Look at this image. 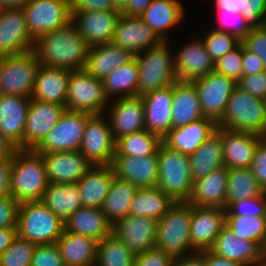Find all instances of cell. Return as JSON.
<instances>
[{
  "label": "cell",
  "instance_id": "obj_24",
  "mask_svg": "<svg viewBox=\"0 0 266 266\" xmlns=\"http://www.w3.org/2000/svg\"><path fill=\"white\" fill-rule=\"evenodd\" d=\"M30 98L0 94V132L17 149H24V130Z\"/></svg>",
  "mask_w": 266,
  "mask_h": 266
},
{
  "label": "cell",
  "instance_id": "obj_33",
  "mask_svg": "<svg viewBox=\"0 0 266 266\" xmlns=\"http://www.w3.org/2000/svg\"><path fill=\"white\" fill-rule=\"evenodd\" d=\"M184 13L179 0H153L140 17L165 42L167 30L180 24Z\"/></svg>",
  "mask_w": 266,
  "mask_h": 266
},
{
  "label": "cell",
  "instance_id": "obj_8",
  "mask_svg": "<svg viewBox=\"0 0 266 266\" xmlns=\"http://www.w3.org/2000/svg\"><path fill=\"white\" fill-rule=\"evenodd\" d=\"M40 65L33 50L0 57V94L30 98Z\"/></svg>",
  "mask_w": 266,
  "mask_h": 266
},
{
  "label": "cell",
  "instance_id": "obj_68",
  "mask_svg": "<svg viewBox=\"0 0 266 266\" xmlns=\"http://www.w3.org/2000/svg\"><path fill=\"white\" fill-rule=\"evenodd\" d=\"M126 3V0H112L113 6L121 11Z\"/></svg>",
  "mask_w": 266,
  "mask_h": 266
},
{
  "label": "cell",
  "instance_id": "obj_4",
  "mask_svg": "<svg viewBox=\"0 0 266 266\" xmlns=\"http://www.w3.org/2000/svg\"><path fill=\"white\" fill-rule=\"evenodd\" d=\"M157 187L175 202H188L193 190L190 156L162 143L157 152Z\"/></svg>",
  "mask_w": 266,
  "mask_h": 266
},
{
  "label": "cell",
  "instance_id": "obj_31",
  "mask_svg": "<svg viewBox=\"0 0 266 266\" xmlns=\"http://www.w3.org/2000/svg\"><path fill=\"white\" fill-rule=\"evenodd\" d=\"M114 177L111 165L93 166L77 182L83 207L101 209Z\"/></svg>",
  "mask_w": 266,
  "mask_h": 266
},
{
  "label": "cell",
  "instance_id": "obj_39",
  "mask_svg": "<svg viewBox=\"0 0 266 266\" xmlns=\"http://www.w3.org/2000/svg\"><path fill=\"white\" fill-rule=\"evenodd\" d=\"M175 201L158 187L138 188L131 202L130 215L161 219Z\"/></svg>",
  "mask_w": 266,
  "mask_h": 266
},
{
  "label": "cell",
  "instance_id": "obj_42",
  "mask_svg": "<svg viewBox=\"0 0 266 266\" xmlns=\"http://www.w3.org/2000/svg\"><path fill=\"white\" fill-rule=\"evenodd\" d=\"M264 193L251 168L228 169L226 209L233 202L263 195Z\"/></svg>",
  "mask_w": 266,
  "mask_h": 266
},
{
  "label": "cell",
  "instance_id": "obj_70",
  "mask_svg": "<svg viewBox=\"0 0 266 266\" xmlns=\"http://www.w3.org/2000/svg\"><path fill=\"white\" fill-rule=\"evenodd\" d=\"M263 136H264V138H266V128H265V133H264V135H263Z\"/></svg>",
  "mask_w": 266,
  "mask_h": 266
},
{
  "label": "cell",
  "instance_id": "obj_58",
  "mask_svg": "<svg viewBox=\"0 0 266 266\" xmlns=\"http://www.w3.org/2000/svg\"><path fill=\"white\" fill-rule=\"evenodd\" d=\"M94 10H118L112 0H72L71 12L94 11Z\"/></svg>",
  "mask_w": 266,
  "mask_h": 266
},
{
  "label": "cell",
  "instance_id": "obj_61",
  "mask_svg": "<svg viewBox=\"0 0 266 266\" xmlns=\"http://www.w3.org/2000/svg\"><path fill=\"white\" fill-rule=\"evenodd\" d=\"M12 160H0V196L10 194V167Z\"/></svg>",
  "mask_w": 266,
  "mask_h": 266
},
{
  "label": "cell",
  "instance_id": "obj_67",
  "mask_svg": "<svg viewBox=\"0 0 266 266\" xmlns=\"http://www.w3.org/2000/svg\"><path fill=\"white\" fill-rule=\"evenodd\" d=\"M29 0H0V7L4 8H23Z\"/></svg>",
  "mask_w": 266,
  "mask_h": 266
},
{
  "label": "cell",
  "instance_id": "obj_59",
  "mask_svg": "<svg viewBox=\"0 0 266 266\" xmlns=\"http://www.w3.org/2000/svg\"><path fill=\"white\" fill-rule=\"evenodd\" d=\"M263 61L255 53L248 51L243 45L242 56V71L243 76H249L253 74L265 71Z\"/></svg>",
  "mask_w": 266,
  "mask_h": 266
},
{
  "label": "cell",
  "instance_id": "obj_53",
  "mask_svg": "<svg viewBox=\"0 0 266 266\" xmlns=\"http://www.w3.org/2000/svg\"><path fill=\"white\" fill-rule=\"evenodd\" d=\"M237 86L251 96L266 100V70L257 74L242 76Z\"/></svg>",
  "mask_w": 266,
  "mask_h": 266
},
{
  "label": "cell",
  "instance_id": "obj_60",
  "mask_svg": "<svg viewBox=\"0 0 266 266\" xmlns=\"http://www.w3.org/2000/svg\"><path fill=\"white\" fill-rule=\"evenodd\" d=\"M153 0H126L121 14L140 17Z\"/></svg>",
  "mask_w": 266,
  "mask_h": 266
},
{
  "label": "cell",
  "instance_id": "obj_63",
  "mask_svg": "<svg viewBox=\"0 0 266 266\" xmlns=\"http://www.w3.org/2000/svg\"><path fill=\"white\" fill-rule=\"evenodd\" d=\"M174 266H206L205 255L202 252H194L183 258L174 260Z\"/></svg>",
  "mask_w": 266,
  "mask_h": 266
},
{
  "label": "cell",
  "instance_id": "obj_38",
  "mask_svg": "<svg viewBox=\"0 0 266 266\" xmlns=\"http://www.w3.org/2000/svg\"><path fill=\"white\" fill-rule=\"evenodd\" d=\"M41 202L63 222L83 207L77 183H49Z\"/></svg>",
  "mask_w": 266,
  "mask_h": 266
},
{
  "label": "cell",
  "instance_id": "obj_23",
  "mask_svg": "<svg viewBox=\"0 0 266 266\" xmlns=\"http://www.w3.org/2000/svg\"><path fill=\"white\" fill-rule=\"evenodd\" d=\"M264 136L220 127L224 165L228 169L250 168L259 142Z\"/></svg>",
  "mask_w": 266,
  "mask_h": 266
},
{
  "label": "cell",
  "instance_id": "obj_17",
  "mask_svg": "<svg viewBox=\"0 0 266 266\" xmlns=\"http://www.w3.org/2000/svg\"><path fill=\"white\" fill-rule=\"evenodd\" d=\"M39 154L49 183H77L93 167L79 150Z\"/></svg>",
  "mask_w": 266,
  "mask_h": 266
},
{
  "label": "cell",
  "instance_id": "obj_30",
  "mask_svg": "<svg viewBox=\"0 0 266 266\" xmlns=\"http://www.w3.org/2000/svg\"><path fill=\"white\" fill-rule=\"evenodd\" d=\"M227 180L228 168L224 166L194 181L188 203L191 206L226 209Z\"/></svg>",
  "mask_w": 266,
  "mask_h": 266
},
{
  "label": "cell",
  "instance_id": "obj_36",
  "mask_svg": "<svg viewBox=\"0 0 266 266\" xmlns=\"http://www.w3.org/2000/svg\"><path fill=\"white\" fill-rule=\"evenodd\" d=\"M112 224L100 208L81 207L65 222L64 230L101 241L112 233Z\"/></svg>",
  "mask_w": 266,
  "mask_h": 266
},
{
  "label": "cell",
  "instance_id": "obj_41",
  "mask_svg": "<svg viewBox=\"0 0 266 266\" xmlns=\"http://www.w3.org/2000/svg\"><path fill=\"white\" fill-rule=\"evenodd\" d=\"M137 190L134 184L114 177L101 208L112 225L130 215L131 202Z\"/></svg>",
  "mask_w": 266,
  "mask_h": 266
},
{
  "label": "cell",
  "instance_id": "obj_66",
  "mask_svg": "<svg viewBox=\"0 0 266 266\" xmlns=\"http://www.w3.org/2000/svg\"><path fill=\"white\" fill-rule=\"evenodd\" d=\"M17 148L0 132V160H12Z\"/></svg>",
  "mask_w": 266,
  "mask_h": 266
},
{
  "label": "cell",
  "instance_id": "obj_12",
  "mask_svg": "<svg viewBox=\"0 0 266 266\" xmlns=\"http://www.w3.org/2000/svg\"><path fill=\"white\" fill-rule=\"evenodd\" d=\"M104 114H92L86 122L79 148L80 153L93 165H111L116 153V141L109 120Z\"/></svg>",
  "mask_w": 266,
  "mask_h": 266
},
{
  "label": "cell",
  "instance_id": "obj_14",
  "mask_svg": "<svg viewBox=\"0 0 266 266\" xmlns=\"http://www.w3.org/2000/svg\"><path fill=\"white\" fill-rule=\"evenodd\" d=\"M23 8L0 10V57L19 55L34 49Z\"/></svg>",
  "mask_w": 266,
  "mask_h": 266
},
{
  "label": "cell",
  "instance_id": "obj_18",
  "mask_svg": "<svg viewBox=\"0 0 266 266\" xmlns=\"http://www.w3.org/2000/svg\"><path fill=\"white\" fill-rule=\"evenodd\" d=\"M157 222L150 217L128 215L112 226V233L139 255L155 247Z\"/></svg>",
  "mask_w": 266,
  "mask_h": 266
},
{
  "label": "cell",
  "instance_id": "obj_10",
  "mask_svg": "<svg viewBox=\"0 0 266 266\" xmlns=\"http://www.w3.org/2000/svg\"><path fill=\"white\" fill-rule=\"evenodd\" d=\"M91 115L88 112L66 109L60 121L33 150L37 153L79 150L87 119Z\"/></svg>",
  "mask_w": 266,
  "mask_h": 266
},
{
  "label": "cell",
  "instance_id": "obj_51",
  "mask_svg": "<svg viewBox=\"0 0 266 266\" xmlns=\"http://www.w3.org/2000/svg\"><path fill=\"white\" fill-rule=\"evenodd\" d=\"M30 266H65L56 243L36 245Z\"/></svg>",
  "mask_w": 266,
  "mask_h": 266
},
{
  "label": "cell",
  "instance_id": "obj_37",
  "mask_svg": "<svg viewBox=\"0 0 266 266\" xmlns=\"http://www.w3.org/2000/svg\"><path fill=\"white\" fill-rule=\"evenodd\" d=\"M190 166L193 182L225 166L219 126H217L216 131L190 155Z\"/></svg>",
  "mask_w": 266,
  "mask_h": 266
},
{
  "label": "cell",
  "instance_id": "obj_19",
  "mask_svg": "<svg viewBox=\"0 0 266 266\" xmlns=\"http://www.w3.org/2000/svg\"><path fill=\"white\" fill-rule=\"evenodd\" d=\"M225 224V209L192 206L190 225L192 248L197 252L210 250Z\"/></svg>",
  "mask_w": 266,
  "mask_h": 266
},
{
  "label": "cell",
  "instance_id": "obj_35",
  "mask_svg": "<svg viewBox=\"0 0 266 266\" xmlns=\"http://www.w3.org/2000/svg\"><path fill=\"white\" fill-rule=\"evenodd\" d=\"M203 117L194 83L176 80L173 83L172 127H182Z\"/></svg>",
  "mask_w": 266,
  "mask_h": 266
},
{
  "label": "cell",
  "instance_id": "obj_15",
  "mask_svg": "<svg viewBox=\"0 0 266 266\" xmlns=\"http://www.w3.org/2000/svg\"><path fill=\"white\" fill-rule=\"evenodd\" d=\"M163 41L141 17L121 14L111 43L133 55L159 46Z\"/></svg>",
  "mask_w": 266,
  "mask_h": 266
},
{
  "label": "cell",
  "instance_id": "obj_2",
  "mask_svg": "<svg viewBox=\"0 0 266 266\" xmlns=\"http://www.w3.org/2000/svg\"><path fill=\"white\" fill-rule=\"evenodd\" d=\"M48 184L42 156L33 149H17L10 167V195L20 204L41 201Z\"/></svg>",
  "mask_w": 266,
  "mask_h": 266
},
{
  "label": "cell",
  "instance_id": "obj_1",
  "mask_svg": "<svg viewBox=\"0 0 266 266\" xmlns=\"http://www.w3.org/2000/svg\"><path fill=\"white\" fill-rule=\"evenodd\" d=\"M90 46L86 43L73 22L35 40L33 51L41 65L84 70Z\"/></svg>",
  "mask_w": 266,
  "mask_h": 266
},
{
  "label": "cell",
  "instance_id": "obj_40",
  "mask_svg": "<svg viewBox=\"0 0 266 266\" xmlns=\"http://www.w3.org/2000/svg\"><path fill=\"white\" fill-rule=\"evenodd\" d=\"M102 81L104 93L109 101L114 95H117L116 98L138 96L139 75L136 58L119 66Z\"/></svg>",
  "mask_w": 266,
  "mask_h": 266
},
{
  "label": "cell",
  "instance_id": "obj_57",
  "mask_svg": "<svg viewBox=\"0 0 266 266\" xmlns=\"http://www.w3.org/2000/svg\"><path fill=\"white\" fill-rule=\"evenodd\" d=\"M250 168L259 185L266 192V138L259 142Z\"/></svg>",
  "mask_w": 266,
  "mask_h": 266
},
{
  "label": "cell",
  "instance_id": "obj_13",
  "mask_svg": "<svg viewBox=\"0 0 266 266\" xmlns=\"http://www.w3.org/2000/svg\"><path fill=\"white\" fill-rule=\"evenodd\" d=\"M192 82L198 93L204 117L211 118L218 123L225 114L229 98L237 82L214 71Z\"/></svg>",
  "mask_w": 266,
  "mask_h": 266
},
{
  "label": "cell",
  "instance_id": "obj_9",
  "mask_svg": "<svg viewBox=\"0 0 266 266\" xmlns=\"http://www.w3.org/2000/svg\"><path fill=\"white\" fill-rule=\"evenodd\" d=\"M108 105L102 79L90 75L85 69L71 71L66 96L67 110L107 114Z\"/></svg>",
  "mask_w": 266,
  "mask_h": 266
},
{
  "label": "cell",
  "instance_id": "obj_3",
  "mask_svg": "<svg viewBox=\"0 0 266 266\" xmlns=\"http://www.w3.org/2000/svg\"><path fill=\"white\" fill-rule=\"evenodd\" d=\"M191 215L188 202H175L157 222L155 247L166 251L173 260L196 252L191 246Z\"/></svg>",
  "mask_w": 266,
  "mask_h": 266
},
{
  "label": "cell",
  "instance_id": "obj_55",
  "mask_svg": "<svg viewBox=\"0 0 266 266\" xmlns=\"http://www.w3.org/2000/svg\"><path fill=\"white\" fill-rule=\"evenodd\" d=\"M134 266H174V260L166 251L154 247L136 255Z\"/></svg>",
  "mask_w": 266,
  "mask_h": 266
},
{
  "label": "cell",
  "instance_id": "obj_69",
  "mask_svg": "<svg viewBox=\"0 0 266 266\" xmlns=\"http://www.w3.org/2000/svg\"><path fill=\"white\" fill-rule=\"evenodd\" d=\"M264 260L266 261V245L264 247Z\"/></svg>",
  "mask_w": 266,
  "mask_h": 266
},
{
  "label": "cell",
  "instance_id": "obj_62",
  "mask_svg": "<svg viewBox=\"0 0 266 266\" xmlns=\"http://www.w3.org/2000/svg\"><path fill=\"white\" fill-rule=\"evenodd\" d=\"M246 0H215L217 11L245 12Z\"/></svg>",
  "mask_w": 266,
  "mask_h": 266
},
{
  "label": "cell",
  "instance_id": "obj_32",
  "mask_svg": "<svg viewBox=\"0 0 266 266\" xmlns=\"http://www.w3.org/2000/svg\"><path fill=\"white\" fill-rule=\"evenodd\" d=\"M98 242L91 237L64 230L56 244L65 266H95Z\"/></svg>",
  "mask_w": 266,
  "mask_h": 266
},
{
  "label": "cell",
  "instance_id": "obj_5",
  "mask_svg": "<svg viewBox=\"0 0 266 266\" xmlns=\"http://www.w3.org/2000/svg\"><path fill=\"white\" fill-rule=\"evenodd\" d=\"M217 126L263 136L266 128V100L253 97L236 86Z\"/></svg>",
  "mask_w": 266,
  "mask_h": 266
},
{
  "label": "cell",
  "instance_id": "obj_20",
  "mask_svg": "<svg viewBox=\"0 0 266 266\" xmlns=\"http://www.w3.org/2000/svg\"><path fill=\"white\" fill-rule=\"evenodd\" d=\"M210 251L244 266H262L265 262L264 249L257 242L236 237L226 224L216 237Z\"/></svg>",
  "mask_w": 266,
  "mask_h": 266
},
{
  "label": "cell",
  "instance_id": "obj_46",
  "mask_svg": "<svg viewBox=\"0 0 266 266\" xmlns=\"http://www.w3.org/2000/svg\"><path fill=\"white\" fill-rule=\"evenodd\" d=\"M201 39L203 40L209 56L214 62L241 43V41L232 34L213 28Z\"/></svg>",
  "mask_w": 266,
  "mask_h": 266
},
{
  "label": "cell",
  "instance_id": "obj_28",
  "mask_svg": "<svg viewBox=\"0 0 266 266\" xmlns=\"http://www.w3.org/2000/svg\"><path fill=\"white\" fill-rule=\"evenodd\" d=\"M217 128V123L208 117L200 118L182 127H172L163 139L170 149L192 155Z\"/></svg>",
  "mask_w": 266,
  "mask_h": 266
},
{
  "label": "cell",
  "instance_id": "obj_25",
  "mask_svg": "<svg viewBox=\"0 0 266 266\" xmlns=\"http://www.w3.org/2000/svg\"><path fill=\"white\" fill-rule=\"evenodd\" d=\"M145 110V129L162 140L172 128L173 84L141 96Z\"/></svg>",
  "mask_w": 266,
  "mask_h": 266
},
{
  "label": "cell",
  "instance_id": "obj_52",
  "mask_svg": "<svg viewBox=\"0 0 266 266\" xmlns=\"http://www.w3.org/2000/svg\"><path fill=\"white\" fill-rule=\"evenodd\" d=\"M241 43L248 51L262 59L266 69V24L261 27H252Z\"/></svg>",
  "mask_w": 266,
  "mask_h": 266
},
{
  "label": "cell",
  "instance_id": "obj_21",
  "mask_svg": "<svg viewBox=\"0 0 266 266\" xmlns=\"http://www.w3.org/2000/svg\"><path fill=\"white\" fill-rule=\"evenodd\" d=\"M109 102L112 104L108 105L107 117L115 141L145 129V110L140 96L116 98Z\"/></svg>",
  "mask_w": 266,
  "mask_h": 266
},
{
  "label": "cell",
  "instance_id": "obj_56",
  "mask_svg": "<svg viewBox=\"0 0 266 266\" xmlns=\"http://www.w3.org/2000/svg\"><path fill=\"white\" fill-rule=\"evenodd\" d=\"M242 16L251 27H261L266 24V0H246L245 12Z\"/></svg>",
  "mask_w": 266,
  "mask_h": 266
},
{
  "label": "cell",
  "instance_id": "obj_43",
  "mask_svg": "<svg viewBox=\"0 0 266 266\" xmlns=\"http://www.w3.org/2000/svg\"><path fill=\"white\" fill-rule=\"evenodd\" d=\"M163 140L146 129L123 136L116 141L114 156L157 155Z\"/></svg>",
  "mask_w": 266,
  "mask_h": 266
},
{
  "label": "cell",
  "instance_id": "obj_22",
  "mask_svg": "<svg viewBox=\"0 0 266 266\" xmlns=\"http://www.w3.org/2000/svg\"><path fill=\"white\" fill-rule=\"evenodd\" d=\"M66 107L30 99L24 130V149H34L59 121Z\"/></svg>",
  "mask_w": 266,
  "mask_h": 266
},
{
  "label": "cell",
  "instance_id": "obj_6",
  "mask_svg": "<svg viewBox=\"0 0 266 266\" xmlns=\"http://www.w3.org/2000/svg\"><path fill=\"white\" fill-rule=\"evenodd\" d=\"M18 236L36 245L56 243L64 231V222L43 202H24L19 205Z\"/></svg>",
  "mask_w": 266,
  "mask_h": 266
},
{
  "label": "cell",
  "instance_id": "obj_16",
  "mask_svg": "<svg viewBox=\"0 0 266 266\" xmlns=\"http://www.w3.org/2000/svg\"><path fill=\"white\" fill-rule=\"evenodd\" d=\"M71 21L89 46L111 43L121 16L119 10L71 12Z\"/></svg>",
  "mask_w": 266,
  "mask_h": 266
},
{
  "label": "cell",
  "instance_id": "obj_7",
  "mask_svg": "<svg viewBox=\"0 0 266 266\" xmlns=\"http://www.w3.org/2000/svg\"><path fill=\"white\" fill-rule=\"evenodd\" d=\"M168 41L135 55L138 63V96L172 85L176 79L174 55Z\"/></svg>",
  "mask_w": 266,
  "mask_h": 266
},
{
  "label": "cell",
  "instance_id": "obj_26",
  "mask_svg": "<svg viewBox=\"0 0 266 266\" xmlns=\"http://www.w3.org/2000/svg\"><path fill=\"white\" fill-rule=\"evenodd\" d=\"M111 166L118 179L130 182L138 188L157 187V155L114 156Z\"/></svg>",
  "mask_w": 266,
  "mask_h": 266
},
{
  "label": "cell",
  "instance_id": "obj_47",
  "mask_svg": "<svg viewBox=\"0 0 266 266\" xmlns=\"http://www.w3.org/2000/svg\"><path fill=\"white\" fill-rule=\"evenodd\" d=\"M36 244L20 238L0 255V266H30Z\"/></svg>",
  "mask_w": 266,
  "mask_h": 266
},
{
  "label": "cell",
  "instance_id": "obj_29",
  "mask_svg": "<svg viewBox=\"0 0 266 266\" xmlns=\"http://www.w3.org/2000/svg\"><path fill=\"white\" fill-rule=\"evenodd\" d=\"M70 69L40 65L30 99L66 106Z\"/></svg>",
  "mask_w": 266,
  "mask_h": 266
},
{
  "label": "cell",
  "instance_id": "obj_48",
  "mask_svg": "<svg viewBox=\"0 0 266 266\" xmlns=\"http://www.w3.org/2000/svg\"><path fill=\"white\" fill-rule=\"evenodd\" d=\"M243 44L240 43L232 51L217 59L214 62L213 71L238 82L243 76L242 71Z\"/></svg>",
  "mask_w": 266,
  "mask_h": 266
},
{
  "label": "cell",
  "instance_id": "obj_45",
  "mask_svg": "<svg viewBox=\"0 0 266 266\" xmlns=\"http://www.w3.org/2000/svg\"><path fill=\"white\" fill-rule=\"evenodd\" d=\"M226 225L236 237L257 242L264 249L266 245V216L226 215Z\"/></svg>",
  "mask_w": 266,
  "mask_h": 266
},
{
  "label": "cell",
  "instance_id": "obj_34",
  "mask_svg": "<svg viewBox=\"0 0 266 266\" xmlns=\"http://www.w3.org/2000/svg\"><path fill=\"white\" fill-rule=\"evenodd\" d=\"M135 55L124 48L104 43L90 46L85 70L92 76L104 79L119 66L131 61Z\"/></svg>",
  "mask_w": 266,
  "mask_h": 266
},
{
  "label": "cell",
  "instance_id": "obj_64",
  "mask_svg": "<svg viewBox=\"0 0 266 266\" xmlns=\"http://www.w3.org/2000/svg\"><path fill=\"white\" fill-rule=\"evenodd\" d=\"M17 237V227L0 229V255L15 241Z\"/></svg>",
  "mask_w": 266,
  "mask_h": 266
},
{
  "label": "cell",
  "instance_id": "obj_54",
  "mask_svg": "<svg viewBox=\"0 0 266 266\" xmlns=\"http://www.w3.org/2000/svg\"><path fill=\"white\" fill-rule=\"evenodd\" d=\"M19 205L10 194L0 196V229L17 227Z\"/></svg>",
  "mask_w": 266,
  "mask_h": 266
},
{
  "label": "cell",
  "instance_id": "obj_27",
  "mask_svg": "<svg viewBox=\"0 0 266 266\" xmlns=\"http://www.w3.org/2000/svg\"><path fill=\"white\" fill-rule=\"evenodd\" d=\"M177 81L192 82L206 76L214 69V61L209 56L203 40L192 39L174 54Z\"/></svg>",
  "mask_w": 266,
  "mask_h": 266
},
{
  "label": "cell",
  "instance_id": "obj_50",
  "mask_svg": "<svg viewBox=\"0 0 266 266\" xmlns=\"http://www.w3.org/2000/svg\"><path fill=\"white\" fill-rule=\"evenodd\" d=\"M226 215L266 216V192L263 195L233 202Z\"/></svg>",
  "mask_w": 266,
  "mask_h": 266
},
{
  "label": "cell",
  "instance_id": "obj_49",
  "mask_svg": "<svg viewBox=\"0 0 266 266\" xmlns=\"http://www.w3.org/2000/svg\"><path fill=\"white\" fill-rule=\"evenodd\" d=\"M218 27L215 30L224 31L232 34L242 41L252 27L248 24L240 12L235 11H217Z\"/></svg>",
  "mask_w": 266,
  "mask_h": 266
},
{
  "label": "cell",
  "instance_id": "obj_44",
  "mask_svg": "<svg viewBox=\"0 0 266 266\" xmlns=\"http://www.w3.org/2000/svg\"><path fill=\"white\" fill-rule=\"evenodd\" d=\"M135 254L111 233L98 242L95 266H134Z\"/></svg>",
  "mask_w": 266,
  "mask_h": 266
},
{
  "label": "cell",
  "instance_id": "obj_65",
  "mask_svg": "<svg viewBox=\"0 0 266 266\" xmlns=\"http://www.w3.org/2000/svg\"><path fill=\"white\" fill-rule=\"evenodd\" d=\"M205 255L206 266H244L235 261H230L225 258L219 257L212 253L210 250L201 251Z\"/></svg>",
  "mask_w": 266,
  "mask_h": 266
},
{
  "label": "cell",
  "instance_id": "obj_11",
  "mask_svg": "<svg viewBox=\"0 0 266 266\" xmlns=\"http://www.w3.org/2000/svg\"><path fill=\"white\" fill-rule=\"evenodd\" d=\"M23 10L28 31L34 40L64 27L72 19L68 0H29Z\"/></svg>",
  "mask_w": 266,
  "mask_h": 266
}]
</instances>
